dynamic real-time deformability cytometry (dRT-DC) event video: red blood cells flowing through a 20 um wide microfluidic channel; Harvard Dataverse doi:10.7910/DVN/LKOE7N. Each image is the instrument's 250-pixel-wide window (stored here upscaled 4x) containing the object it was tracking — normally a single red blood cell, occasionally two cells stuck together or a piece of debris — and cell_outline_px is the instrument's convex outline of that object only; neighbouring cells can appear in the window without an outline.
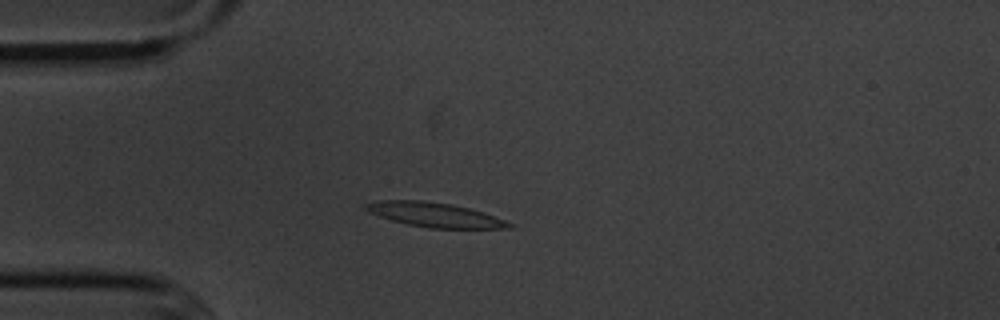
{"species": "common noctule bat (a hibernating species)", "species_latin": "Nyctalus noctula", "temperature_condition": "cold", "stored_images_in_passage": 51, "camera_frame_rate_fps": 3000, "um_per_image_px": 0.085, "animal": {"sex": "male", "body_mass_g": 20.1, "forearm_length_mm": 53.5}, "frame": {"image": 1, "passage_image": 10, "time_ms": 3.0, "image_size_px": [1000, 320], "cell_outline_px": [[516, 224], [512, 228], [428, 228], [408, 224], [392, 220], [368, 212], [364, 208], [364, 204], [376, 200], [420, 200], [452, 204], [468, 208]], "centroid_in_image_um": [36.91, 18.25], "position_along_channel_um": 48.1, "area_um2": 20.23}}
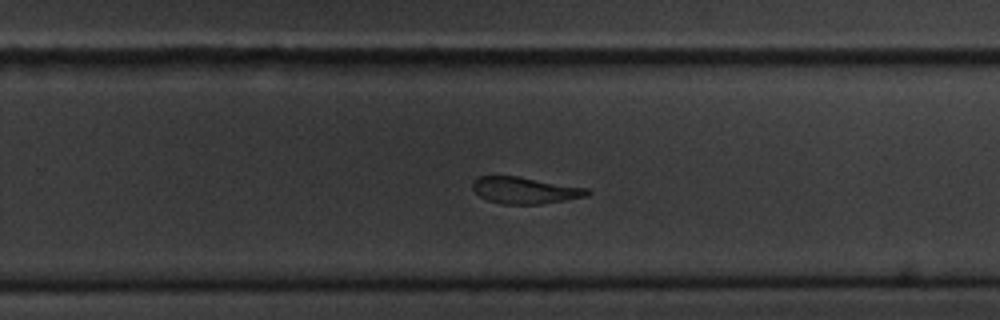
{"frame": {"image": 2, "passage_image": 31, "time_ms": 10.0, "image_size_px": [1000, 320], "cell_outline_px": [[592, 192], [588, 196], [540, 204], [504, 204], [488, 200], [480, 196], [472, 188], [472, 180], [476, 176], [516, 176], [588, 188]], "centroid_in_image_um": [44.61, 16.17], "position_along_channel_um": 285.2, "area_um2": 17.74}}
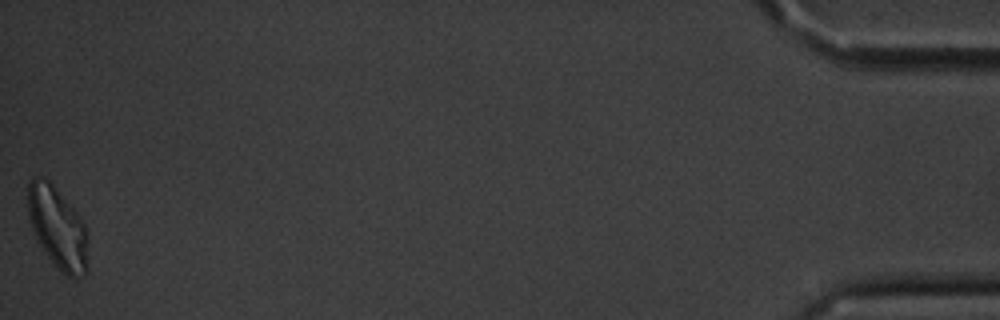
{"frame": {"image": 3, "passage_image": 51, "time_ms": 16.667, "image_size_px": [1000, 320], "cell_outline_px": [[88, 272], [84, 276], [76, 280], [72, 280], [48, 256], [36, 240], [28, 220], [28, 180], [32, 176], [40, 176], [48, 180], [52, 184], [76, 212], [84, 224], [88, 232]], "centroid_in_image_um": [4.91, 19.38], "position_along_channel_um": 430.3, "area_um2": 28.96}, "authors_computed_cell_mechanics": {"area_um2": 19.8832, "velocity_mm_per_s": 3.5886, "shape_relaxation_time_tau1_ms": 3.4937, "shape_relaxation_time_tau2_ms": 4.7594, "deformation_change_tau1": 0.1704, "deformation_change_tau2": 0.1444}}